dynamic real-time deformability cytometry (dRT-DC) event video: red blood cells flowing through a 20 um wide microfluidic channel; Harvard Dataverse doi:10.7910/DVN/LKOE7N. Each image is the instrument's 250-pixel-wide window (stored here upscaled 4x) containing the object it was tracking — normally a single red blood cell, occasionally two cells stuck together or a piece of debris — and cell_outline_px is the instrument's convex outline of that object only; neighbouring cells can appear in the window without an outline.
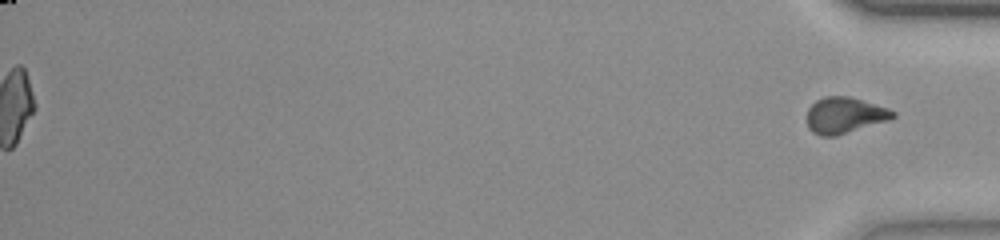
{"species": "common noctule bat (a hibernating species)", "species_latin": "Nyctalus noctula", "temperature_condition": "room temperature", "stored_images_in_passage": 53, "segment_of_instrument_passage": [2, 2], "camera_frame_rate_fps": 3000, "um_per_image_px": 0.085, "animal": {"sex": "female", "body_mass_g": 23.0, "forearm_length_mm": 53.4}, "frame": {"image": 1, "passage_image": 53, "time_ms": 17.333, "image_size_px": [1000, 240], "cell_outline_px": [[896, 116], [888, 120], [836, 136], [820, 136], [812, 132], [808, 128], [808, 108], [816, 100], [824, 96], [848, 96], [888, 108], [896, 112]], "centroid_in_image_um": [71.78, 9.8], "position_along_channel_um": 363.4, "area_um2": 17.98}}